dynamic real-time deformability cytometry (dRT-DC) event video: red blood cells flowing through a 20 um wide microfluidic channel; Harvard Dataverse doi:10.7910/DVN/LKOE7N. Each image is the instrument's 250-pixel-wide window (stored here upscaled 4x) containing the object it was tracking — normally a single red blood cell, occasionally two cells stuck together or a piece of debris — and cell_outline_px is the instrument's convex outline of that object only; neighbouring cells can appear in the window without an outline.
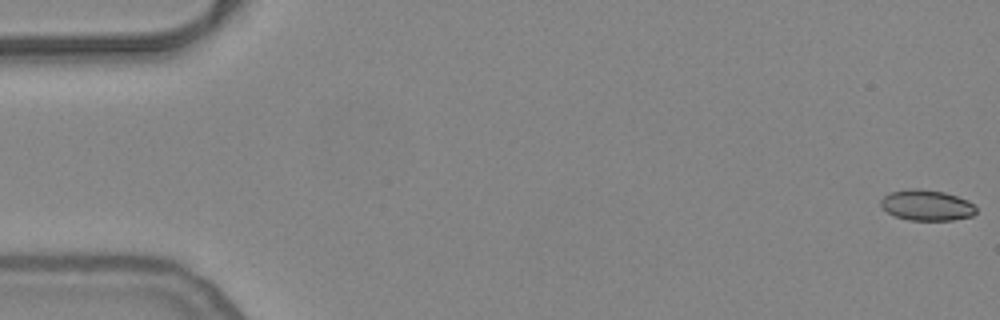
{"species": "common noctule bat (a hibernating species)", "species_latin": "Nyctalus noctula", "temperature_condition": "warm", "stored_images_in_passage": 54, "camera_frame_rate_fps": 3000, "um_per_image_px": 0.085, "animal": {"sex": "female", "body_mass_g": 24.6, "forearm_length_mm": 56.2}, "frame": {"image": 1, "passage_image": 1, "time_ms": 0.0, "image_size_px": [1000, 320], "cell_outline_px": [[976, 212], [972, 216], [952, 220], [908, 220], [896, 216], [888, 212], [880, 204], [880, 200], [888, 192], [908, 188], [920, 188], [944, 192], [968, 200], [976, 208]], "centroid_in_image_um": [78.75, 17.43], "position_along_channel_um": 6.2, "area_um2": 17.11}}
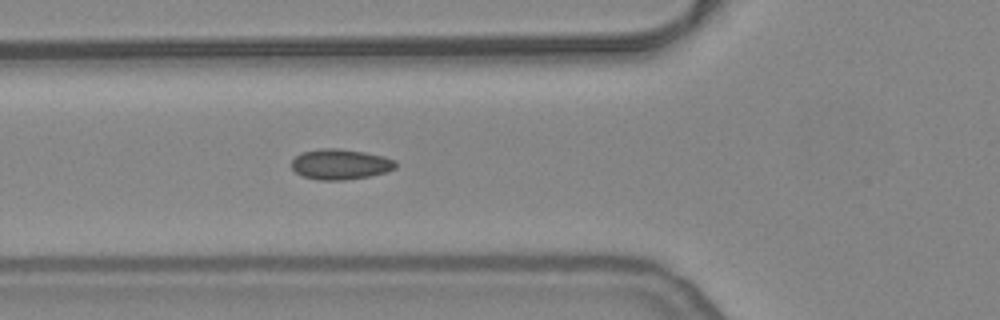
{"frame": {"image": 2, "passage_image": 20, "time_ms": 6.333, "image_size_px": [1000, 320], "cell_outline_px": [[396, 168], [388, 172], [368, 176], [344, 180], [320, 180], [304, 176], [296, 172], [292, 168], [292, 160], [296, 156], [304, 152], [324, 148], [336, 148], [364, 152], [384, 156], [396, 160]], "centroid_in_image_um": [28.97, 13.96], "position_along_channel_um": 96.8, "area_um2": 18.32}}
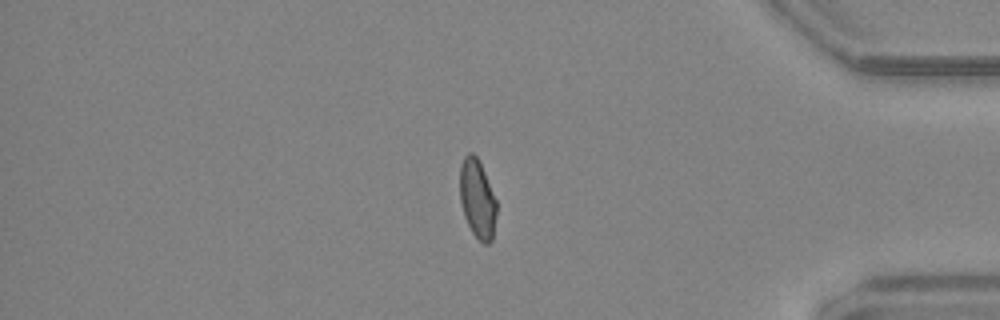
{"frame": {"image": 3, "passage_image": 46, "time_ms": 15.0, "image_size_px": [1000, 320], "cell_outline_px": [[496, 216], [492, 240], [488, 244], [484, 244], [472, 232], [464, 216], [460, 200], [460, 164], [464, 156], [468, 152], [472, 152], [476, 156], [484, 172], [496, 200]], "centroid_in_image_um": [40.56, 16.9], "position_along_channel_um": 394.6, "area_um2": 16.7}}